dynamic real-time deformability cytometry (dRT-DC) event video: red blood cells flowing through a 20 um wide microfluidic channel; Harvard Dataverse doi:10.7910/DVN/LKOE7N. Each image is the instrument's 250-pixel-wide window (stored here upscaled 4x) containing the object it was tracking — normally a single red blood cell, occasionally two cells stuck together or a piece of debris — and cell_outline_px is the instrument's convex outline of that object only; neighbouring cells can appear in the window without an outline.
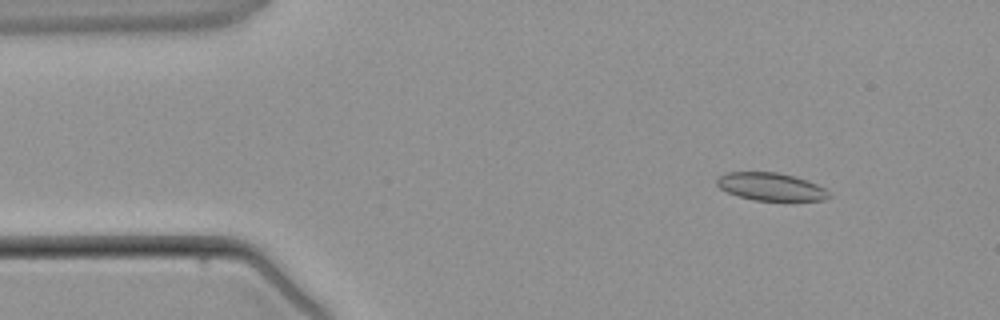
{"species": "common noctule bat (a hibernating species)", "species_latin": "Nyctalus noctula", "temperature_condition": "warm", "stored_images_in_passage": 5, "camera_frame_rate_fps": 3000, "um_per_image_px": 0.085, "animal": {"sex": "male", "body_mass_g": 21.5, "forearm_length_mm": 52.0}, "frame": {"image": 1, "passage_image": 2, "time_ms": 1.0, "image_size_px": [1000, 320], "cell_outline_px": [[832, 196], [824, 200], [756, 200], [740, 196], [728, 192], [720, 188], [716, 184], [716, 176], [728, 172], [776, 172], [796, 176], [816, 184], [824, 188]], "centroid_in_image_um": [65.5, 15.85], "position_along_channel_um": 19.5, "area_um2": 18.03}}
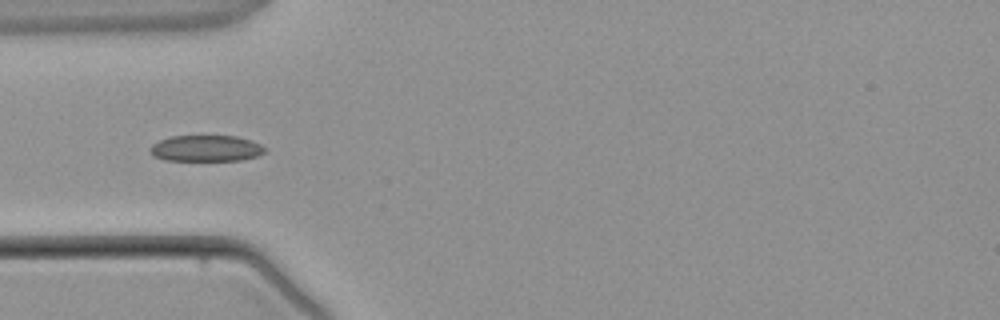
{"frame": {"image": 2, "passage_image": 4, "time_ms": 3.667, "image_size_px": [1000, 320], "cell_outline_px": [[268, 152], [256, 156], [240, 160], [164, 160], [152, 156], [148, 152], [148, 148], [152, 144], [160, 140], [172, 136], [236, 136], [252, 140], [268, 148]], "centroid_in_image_um": [17.51, 12.61], "position_along_channel_um": 67.5, "area_um2": 17.74}}
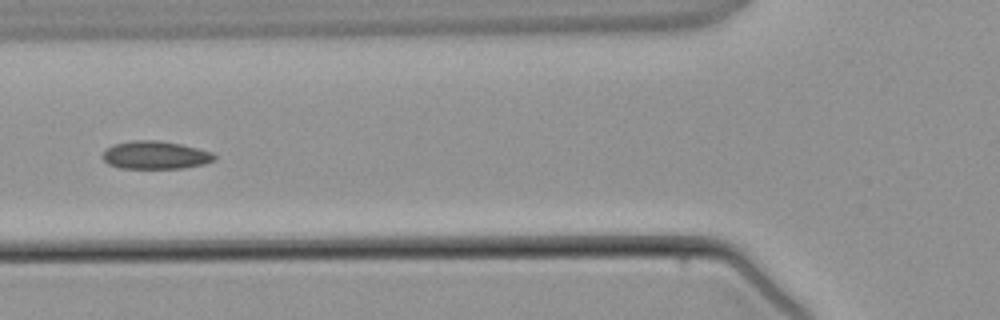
{"frame": {"image": 3, "passage_image": 5, "time_ms": 4.667, "image_size_px": [1000, 320], "cell_outline_px": [[216, 160], [204, 164], [184, 168], [120, 168], [108, 164], [104, 160], [104, 152], [108, 148], [116, 144], [136, 140], [156, 140], [180, 144], [212, 152], [216, 156]], "centroid_in_image_um": [13.25, 13.19], "position_along_channel_um": 112.5, "area_um2": 17.98}}